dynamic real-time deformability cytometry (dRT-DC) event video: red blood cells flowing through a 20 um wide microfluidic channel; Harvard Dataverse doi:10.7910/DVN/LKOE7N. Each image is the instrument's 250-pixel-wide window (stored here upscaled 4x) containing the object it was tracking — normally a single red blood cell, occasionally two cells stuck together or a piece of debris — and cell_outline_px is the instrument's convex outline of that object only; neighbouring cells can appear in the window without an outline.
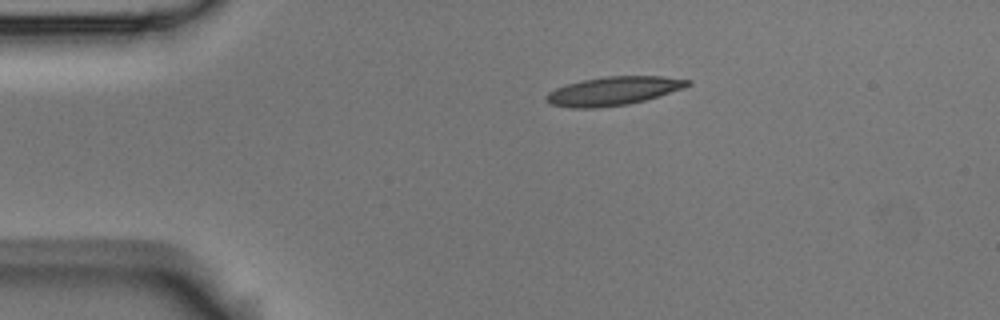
{"species": "Egyptian fruit bat (a non-hibernating species)", "species_latin": "Rousettus aegyptiacus", "temperature_condition": "room temperature", "stored_images_in_passage": 3, "camera_frame_rate_fps": 3000, "um_per_image_px": 0.085, "animal": {"sex": "male"}, "frame": {"image": 1, "passage_image": 1, "time_ms": 0.0, "image_size_px": [1000, 320], "cell_outline_px": [[692, 84], [684, 88], [644, 100], [628, 104], [596, 108], [572, 108], [548, 104], [544, 96], [548, 92], [556, 88], [568, 84], [584, 80], [604, 76], [660, 76], [692, 80]], "centroid_in_image_um": [52.12, 7.73], "position_along_channel_um": 32.9, "area_um2": 23.52}}
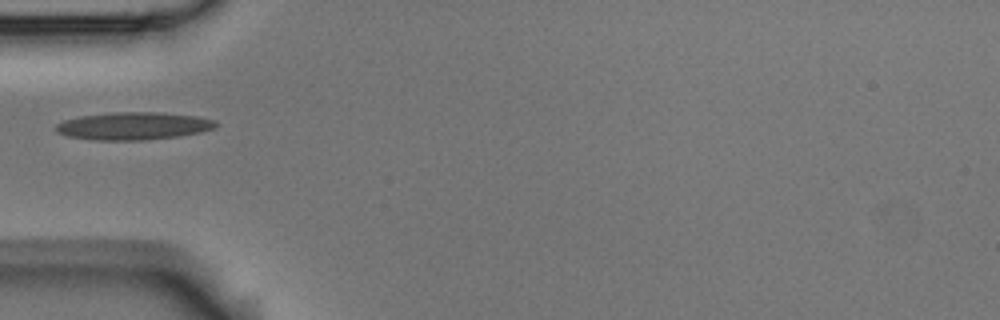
{"frame": {"image": 2, "passage_image": 3, "time_ms": 0.667, "image_size_px": [1000, 320], "cell_outline_px": [[216, 128], [200, 132], [180, 136], [144, 140], [88, 140], [68, 136], [56, 132], [56, 124], [64, 120], [80, 116], [116, 112], [156, 112], [196, 116], [216, 120]], "centroid_in_image_um": [11.33, 10.71], "position_along_channel_um": 73.7, "area_um2": 25.78}}